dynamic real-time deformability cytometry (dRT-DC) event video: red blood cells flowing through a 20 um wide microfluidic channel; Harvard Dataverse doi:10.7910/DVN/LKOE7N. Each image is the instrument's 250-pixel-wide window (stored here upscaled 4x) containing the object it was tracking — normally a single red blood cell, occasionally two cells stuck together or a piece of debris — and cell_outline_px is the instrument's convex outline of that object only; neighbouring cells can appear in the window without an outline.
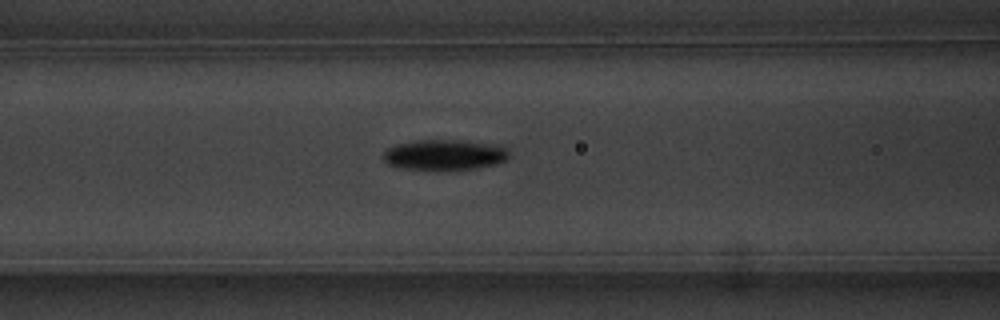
{"species": "common noctule bat (a hibernating species)", "species_latin": "Nyctalus noctula", "temperature_condition": "warm", "stored_images_in_passage": 46, "camera_frame_rate_fps": 3000, "um_per_image_px": 0.085, "animal": {"sex": "male", "body_mass_g": 20.1, "forearm_length_mm": 53.5}, "frame": {"image": 1, "passage_image": 17, "time_ms": 5.333, "image_size_px": [1000, 320], "cell_outline_px": [[508, 156], [504, 160], [496, 164], [476, 168], [400, 168], [388, 164], [380, 156], [388, 148], [396, 144], [416, 140], [460, 140], [508, 148]], "centroid_in_image_um": [37.71, 13.14], "position_along_channel_um": 128.9, "area_um2": 21.62}}
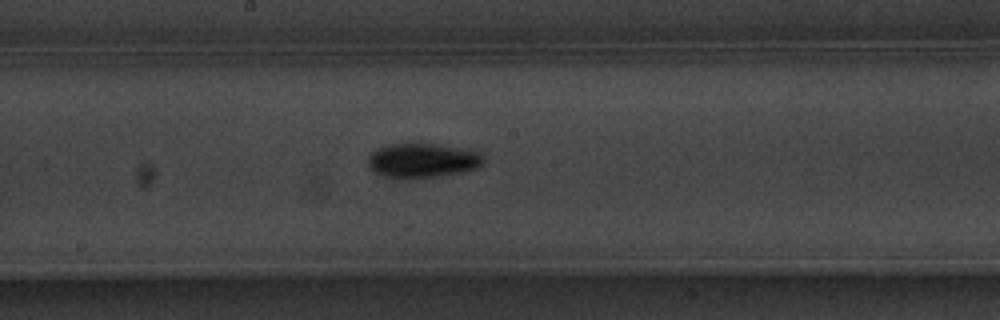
{"frame": {"image": 2, "passage_image": 24, "time_ms": 7.667, "image_size_px": [1000, 320], "cell_outline_px": [[484, 164], [476, 168], [460, 172], [440, 176], [384, 176], [368, 168], [368, 156], [372, 152], [388, 144], [440, 144], [480, 152], [484, 156]], "centroid_in_image_um": [35.95, 13.61], "position_along_channel_um": 212.3, "area_um2": 22.6}}
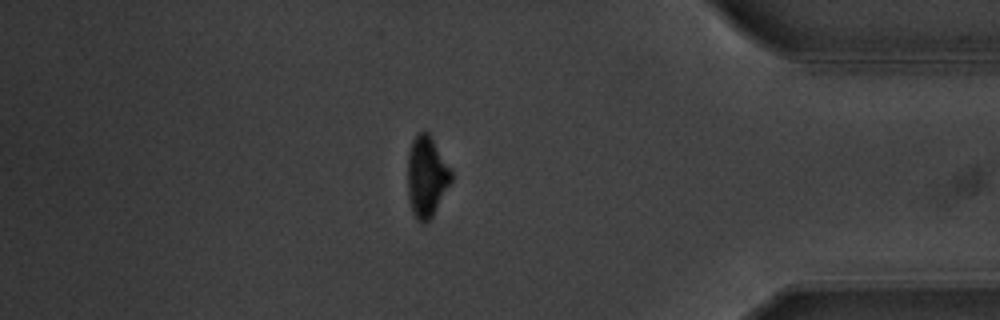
{"frame": {"image": 3, "passage_image": 42, "time_ms": 13.667, "image_size_px": [1000, 320], "cell_outline_px": [[452, 180], [432, 216], [424, 224], [416, 220], [412, 212], [408, 196], [408, 152], [412, 140], [424, 128], [428, 132], [452, 172]], "centroid_in_image_um": [36.24, 15.01], "position_along_channel_um": 399.0, "area_um2": 20.35}}